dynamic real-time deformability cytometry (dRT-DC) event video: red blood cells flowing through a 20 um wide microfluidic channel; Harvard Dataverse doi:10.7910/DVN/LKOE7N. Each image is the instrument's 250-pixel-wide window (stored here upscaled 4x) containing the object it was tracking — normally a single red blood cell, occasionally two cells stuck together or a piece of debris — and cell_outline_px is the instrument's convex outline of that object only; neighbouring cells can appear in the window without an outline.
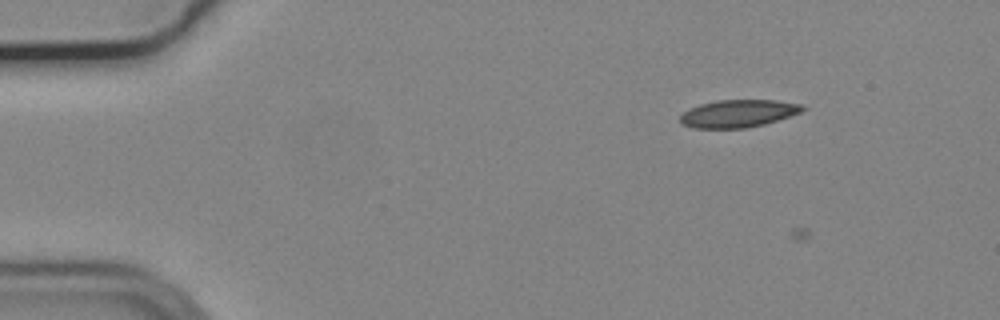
{"species": "common noctule bat (a hibernating species)", "species_latin": "Nyctalus noctula", "temperature_condition": "cold", "stored_images_in_passage": 9, "camera_frame_rate_fps": 3000, "um_per_image_px": 0.085, "animal": {"sex": "male", "body_mass_g": 19.2, "forearm_length_mm": 51.8}, "frame": {"image": 1, "passage_image": 8, "time_ms": 2.333, "image_size_px": [1000, 320], "cell_outline_px": [[808, 108], [800, 112], [764, 124], [744, 128], [692, 128], [680, 124], [680, 116], [688, 108], [700, 104], [716, 100], [776, 100], [804, 104]], "centroid_in_image_um": [62.73, 9.64], "position_along_channel_um": 22.3, "area_um2": 19.77}}